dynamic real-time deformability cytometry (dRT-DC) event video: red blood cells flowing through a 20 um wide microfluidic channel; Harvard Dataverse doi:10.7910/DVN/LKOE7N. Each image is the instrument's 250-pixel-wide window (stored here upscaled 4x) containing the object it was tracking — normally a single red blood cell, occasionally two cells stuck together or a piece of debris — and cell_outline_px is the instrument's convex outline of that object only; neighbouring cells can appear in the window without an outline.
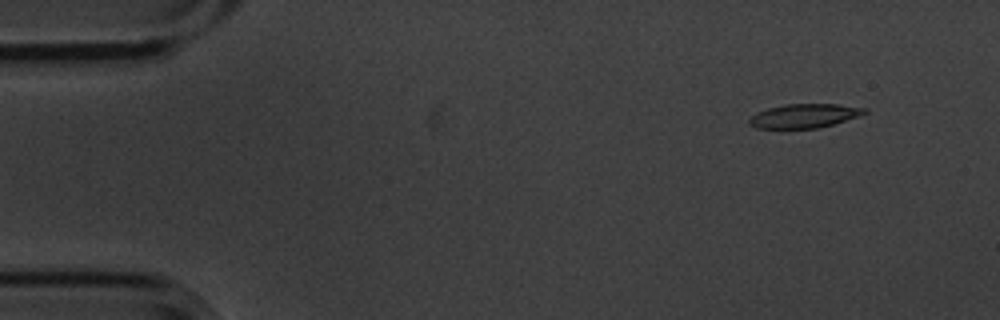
{"species": "common noctule bat (a hibernating species)", "species_latin": "Nyctalus noctula", "temperature_condition": "cold", "stored_images_in_passage": 6, "camera_frame_rate_fps": 3000, "um_per_image_px": 0.085, "animal": {"sex": "male", "body_mass_g": 20.1, "forearm_length_mm": 53.5}, "frame": {"image": 1, "passage_image": 2, "time_ms": 0.333, "image_size_px": [1000, 320], "cell_outline_px": [[868, 112], [832, 124], [816, 128], [756, 128], [748, 124], [748, 120], [756, 112], [768, 108], [784, 104], [840, 104], [868, 108]], "centroid_in_image_um": [68.33, 9.83], "position_along_channel_um": 16.7, "area_um2": 16.01}}
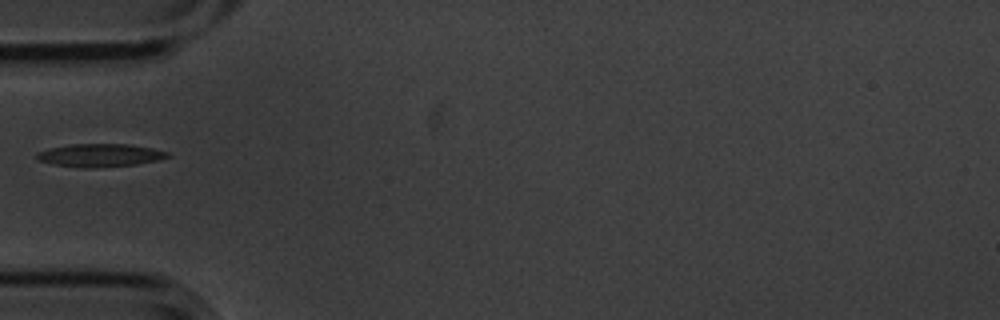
{"frame": {"image": 2, "passage_image": 5, "time_ms": 1.333, "image_size_px": [1000, 320], "cell_outline_px": [[172, 156], [160, 160], [136, 164], [96, 168], [84, 168], [52, 164], [36, 160], [36, 152], [48, 148], [68, 144], [128, 144], [152, 148], [168, 152]], "centroid_in_image_um": [8.48, 13.2], "position_along_channel_um": 76.5, "area_um2": 17.8}}
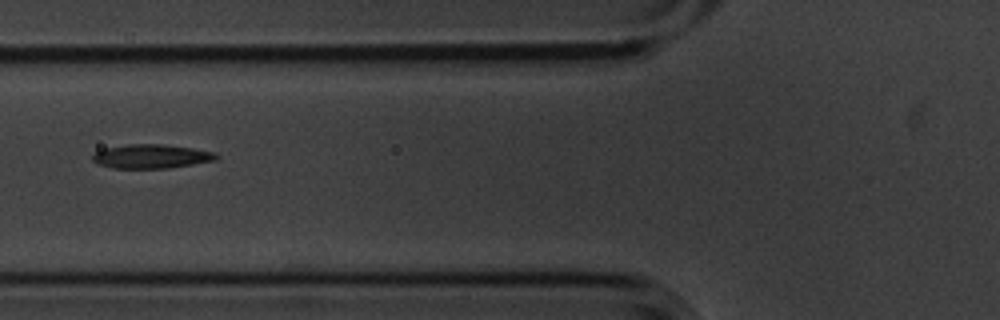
{"frame": {"image": 3, "passage_image": 6, "time_ms": 1.667, "image_size_px": [1000, 320], "cell_outline_px": [[220, 156], [216, 160], [168, 168], [112, 168], [96, 164], [92, 160], [92, 156], [96, 152], [104, 148], [128, 144], [164, 144], [192, 148], [216, 152]], "centroid_in_image_um": [12.86, 13.29], "position_along_channel_um": 112.9, "area_um2": 17.4}}